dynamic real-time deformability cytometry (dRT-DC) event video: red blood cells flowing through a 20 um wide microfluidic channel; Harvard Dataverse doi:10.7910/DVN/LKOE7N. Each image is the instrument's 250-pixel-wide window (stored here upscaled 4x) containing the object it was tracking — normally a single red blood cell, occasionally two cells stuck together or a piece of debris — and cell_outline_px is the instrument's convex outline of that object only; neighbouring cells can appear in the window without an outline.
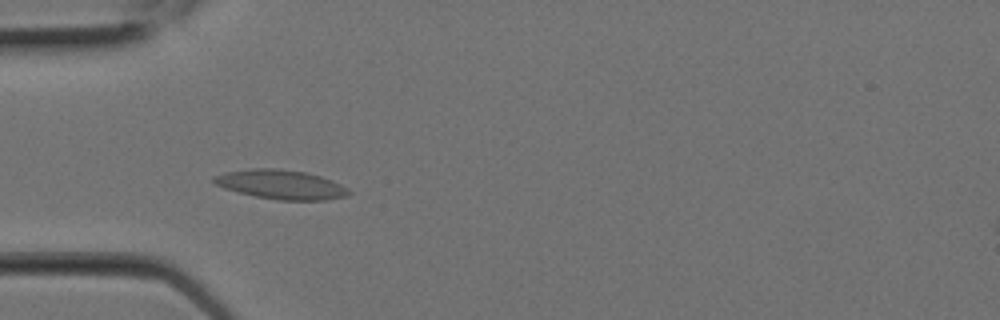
{"species": "Egyptian fruit bat (a non-hibernating species)", "species_latin": "Rousettus aegyptiacus", "temperature_condition": "room temperature", "stored_images_in_passage": 11, "camera_frame_rate_fps": 3000, "um_per_image_px": 0.085, "animal": {"sex": "female"}, "frame": {"image": 1, "passage_image": 7, "time_ms": 2.0, "image_size_px": [1000, 320], "cell_outline_px": [[352, 192], [348, 196], [324, 200], [276, 200], [256, 196], [224, 188], [216, 184], [212, 180], [212, 176], [224, 172], [252, 168], [280, 168], [304, 172], [320, 176], [332, 180], [348, 188]], "centroid_in_image_um": [23.89, 15.68], "position_along_channel_um": 61.1, "area_um2": 23.06}}
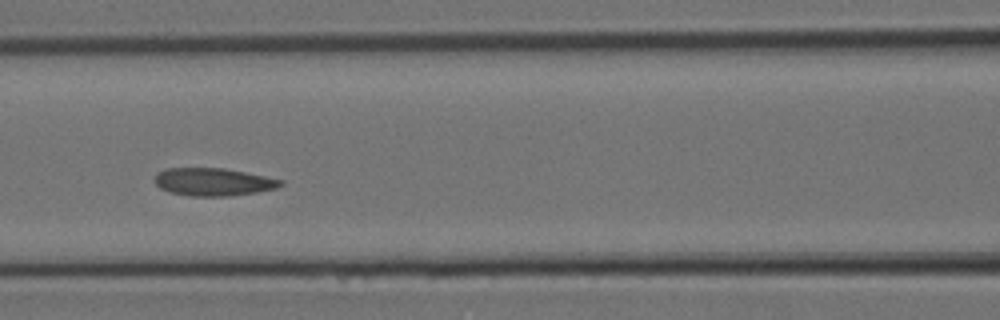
{"frame": {"image": 2, "passage_image": 10, "time_ms": 3.0, "image_size_px": [1000, 320], "cell_outline_px": [[284, 184], [276, 188], [256, 192], [228, 196], [188, 196], [168, 192], [160, 188], [152, 180], [160, 172], [168, 168], [224, 168], [284, 180]], "centroid_in_image_um": [18.11, 15.47], "position_along_channel_um": 148.5, "area_um2": 20.35}}
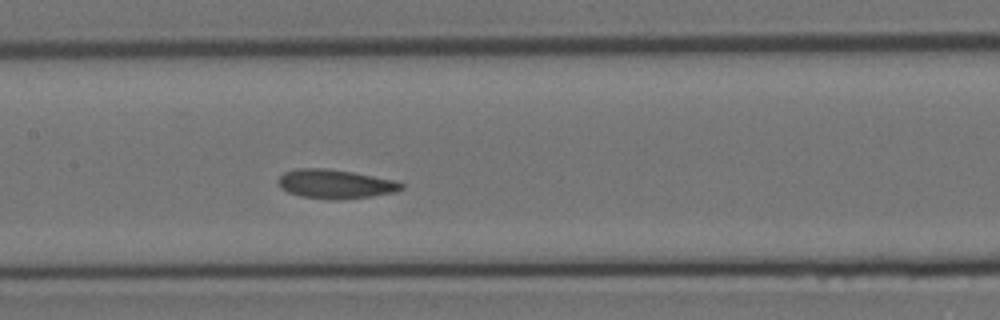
{"frame": {"image": 3, "passage_image": 11, "time_ms": 3.333, "image_size_px": [1000, 320], "cell_outline_px": [[404, 188], [396, 192], [372, 196], [344, 200], [332, 200], [300, 196], [288, 192], [280, 188], [276, 180], [284, 172], [296, 168], [324, 168], [352, 172], [396, 180], [404, 184]], "centroid_in_image_um": [28.5, 15.65], "position_along_channel_um": 178.9, "area_um2": 21.15}}